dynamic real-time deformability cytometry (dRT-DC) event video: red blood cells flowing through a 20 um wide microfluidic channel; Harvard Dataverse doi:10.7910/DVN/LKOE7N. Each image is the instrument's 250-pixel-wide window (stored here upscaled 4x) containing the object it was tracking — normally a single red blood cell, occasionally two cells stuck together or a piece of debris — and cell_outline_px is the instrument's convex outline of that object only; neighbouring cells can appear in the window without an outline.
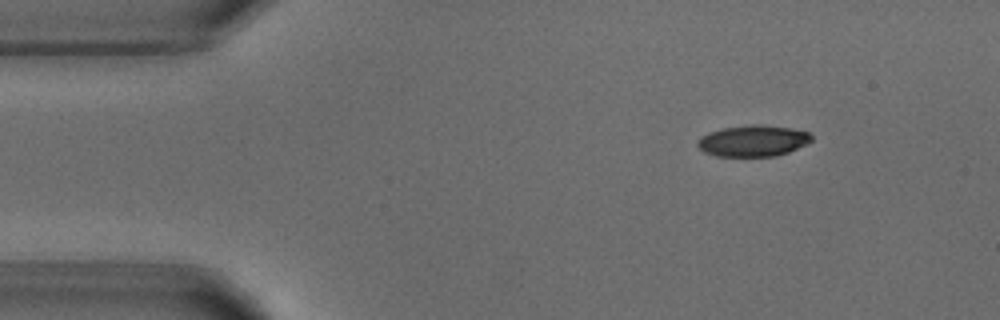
{"species": "common noctule bat (a hibernating species)", "species_latin": "Nyctalus noctula", "temperature_condition": "warm", "stored_images_in_passage": 3, "camera_frame_rate_fps": 3000, "um_per_image_px": 0.085, "animal": {"sex": "male", "body_mass_g": 18.8}, "frame": {"image": 1, "passage_image": 1, "time_ms": 0.0, "image_size_px": [1000, 320], "cell_outline_px": [[812, 140], [788, 152], [776, 156], [716, 156], [704, 152], [696, 144], [696, 140], [700, 136], [708, 132], [720, 128], [752, 124], [764, 124], [792, 128], [808, 132], [812, 136]], "centroid_in_image_um": [63.96, 11.95], "position_along_channel_um": 21.0, "area_um2": 20.92}}